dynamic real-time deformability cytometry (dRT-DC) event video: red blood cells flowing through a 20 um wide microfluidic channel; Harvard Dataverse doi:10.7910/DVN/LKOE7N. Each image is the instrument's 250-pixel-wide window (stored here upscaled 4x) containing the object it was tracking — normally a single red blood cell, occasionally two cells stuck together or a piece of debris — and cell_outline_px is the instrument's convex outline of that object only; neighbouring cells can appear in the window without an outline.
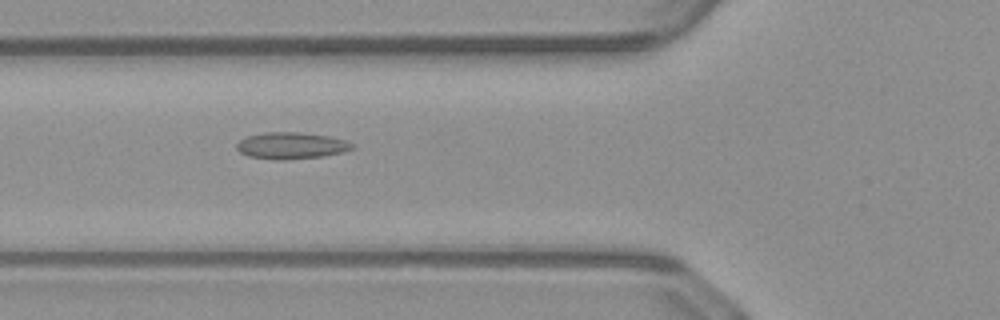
{"species": "common noctule bat (a hibernating species)", "species_latin": "Nyctalus noctula", "temperature_condition": "warm", "stored_images_in_passage": 10, "camera_frame_rate_fps": 3000, "um_per_image_px": 0.085, "animal": {"sex": "male", "body_mass_g": 23.1, "forearm_length_mm": 52.7}, "frame": {"image": 1, "passage_image": 4, "time_ms": 1.0, "image_size_px": [1000, 320], "cell_outline_px": [[356, 148], [324, 156], [284, 160], [272, 160], [248, 156], [240, 152], [236, 148], [236, 144], [240, 140], [248, 136], [264, 132], [300, 132], [328, 136], [344, 140], [356, 144]], "centroid_in_image_um": [24.76, 12.38], "position_along_channel_um": 101.0, "area_um2": 18.03}}
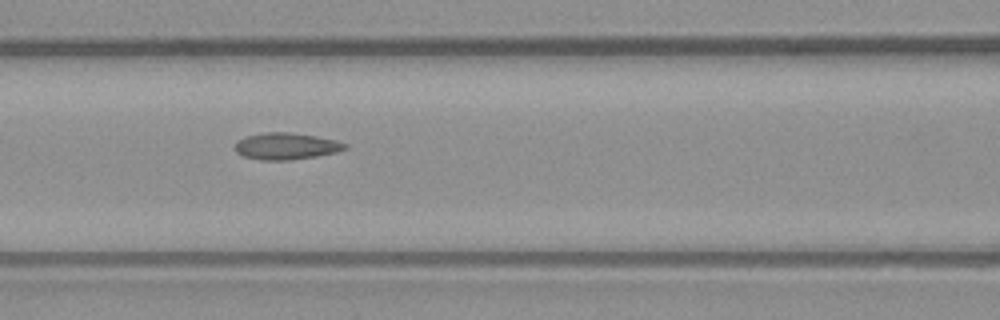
{"frame": {"image": 2, "passage_image": 7, "time_ms": 2.0, "image_size_px": [1000, 320], "cell_outline_px": [[348, 148], [336, 152], [316, 156], [288, 160], [260, 160], [244, 156], [236, 152], [236, 144], [244, 136], [264, 132], [288, 132], [316, 136], [336, 140], [348, 144]], "centroid_in_image_um": [24.34, 12.42], "position_along_channel_um": 142.3, "area_um2": 17.05}}